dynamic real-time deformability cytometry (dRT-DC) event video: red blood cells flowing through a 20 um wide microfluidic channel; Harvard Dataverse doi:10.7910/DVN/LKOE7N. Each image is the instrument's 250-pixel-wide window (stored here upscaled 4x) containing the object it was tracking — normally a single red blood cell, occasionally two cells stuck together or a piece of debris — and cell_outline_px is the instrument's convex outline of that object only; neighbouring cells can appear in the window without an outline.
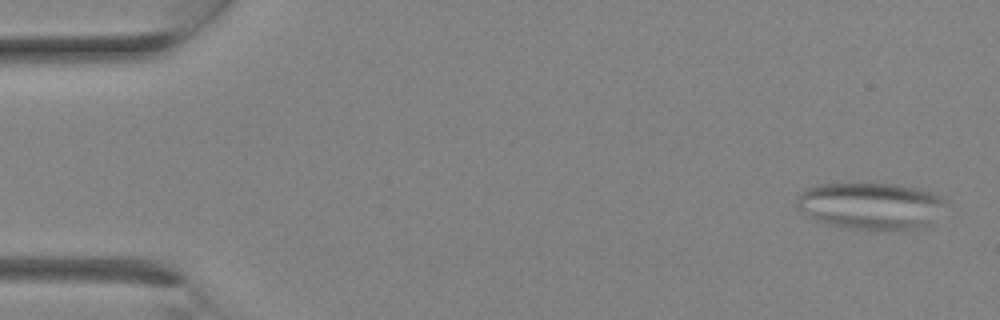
{"species": "Egyptian fruit bat (a non-hibernating species)", "species_latin": "Rousettus aegyptiacus", "temperature_condition": "room temperature", "stored_images_in_passage": 11, "camera_frame_rate_fps": 3000, "um_per_image_px": 0.085, "animal": {"sex": "female"}, "frame": {"image": 1, "passage_image": 1, "time_ms": 0.0, "image_size_px": [1000, 320], "cell_outline_px": [[948, 200], [932, 224], [928, 228], [892, 232], [848, 228], [816, 220], [800, 208], [796, 204], [796, 196], [804, 188], [816, 184], [896, 184], [916, 188], [940, 196]], "centroid_in_image_um": [74.07, 17.53], "position_along_channel_um": 10.9, "area_um2": 41.27}}
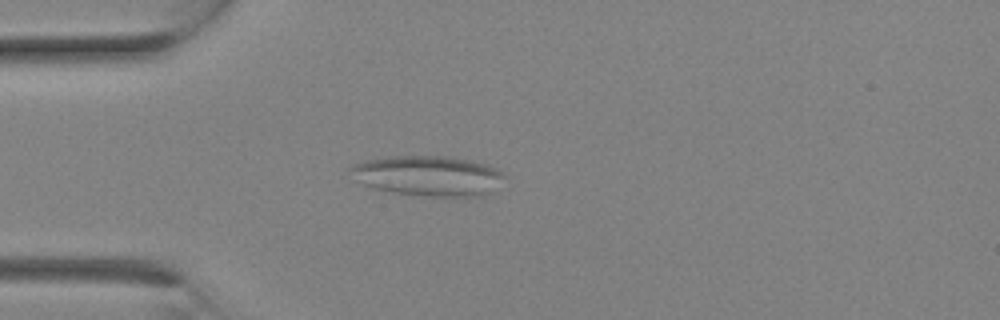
{"frame": {"image": 2, "passage_image": 7, "time_ms": 2.0, "image_size_px": [1000, 320], "cell_outline_px": [[504, 176], [492, 192], [484, 196], [424, 196], [396, 192], [376, 188], [364, 184], [348, 168], [352, 164], [368, 160], [392, 156], [448, 156], [472, 160], [488, 164], [496, 168]], "centroid_in_image_um": [36.45, 14.93], "position_along_channel_um": 48.5, "area_um2": 35.6}}